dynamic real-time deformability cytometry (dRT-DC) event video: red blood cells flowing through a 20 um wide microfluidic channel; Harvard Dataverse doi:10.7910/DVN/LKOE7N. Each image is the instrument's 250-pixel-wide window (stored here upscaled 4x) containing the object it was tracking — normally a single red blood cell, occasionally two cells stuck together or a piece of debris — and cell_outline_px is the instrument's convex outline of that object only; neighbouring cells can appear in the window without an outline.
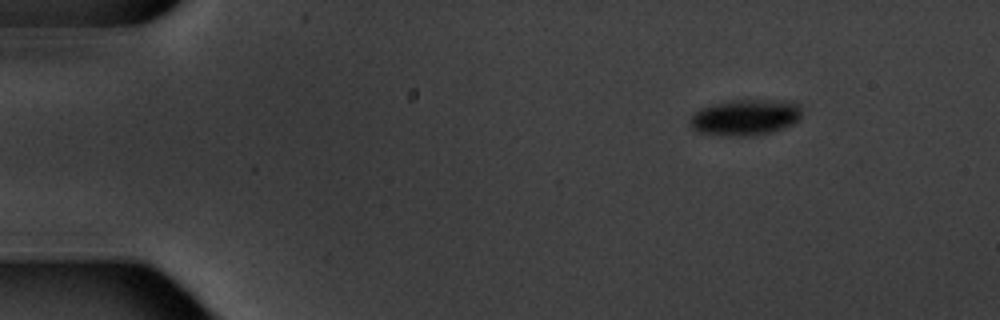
{"species": "common noctule bat (a hibernating species)", "species_latin": "Nyctalus noctula", "temperature_condition": "warm", "stored_images_in_passage": 6, "camera_frame_rate_fps": 3000, "um_per_image_px": 0.085, "animal": {"sex": "male", "body_mass_g": 20.1, "forearm_length_mm": 53.5}, "frame": {"image": 1, "passage_image": 2, "time_ms": 1.333, "image_size_px": [1000, 320], "cell_outline_px": [[800, 120], [784, 128], [772, 132], [752, 136], [720, 136], [700, 132], [692, 128], [688, 120], [700, 108], [732, 100], [796, 100], [800, 104]], "centroid_in_image_um": [63.4, 9.98], "position_along_channel_um": 21.6, "area_um2": 23.76}}
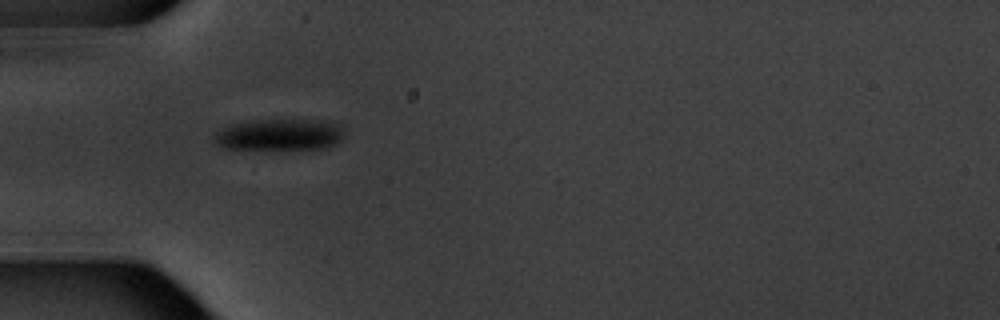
{"frame": {"image": 2, "passage_image": 5, "time_ms": 5.0, "image_size_px": [1000, 320], "cell_outline_px": [[344, 136], [336, 144], [328, 148], [220, 148], [212, 140], [212, 136], [216, 132], [228, 124], [248, 120], [332, 120], [340, 124], [344, 128]], "centroid_in_image_um": [23.77, 11.42], "position_along_channel_um": 61.2, "area_um2": 24.22}}
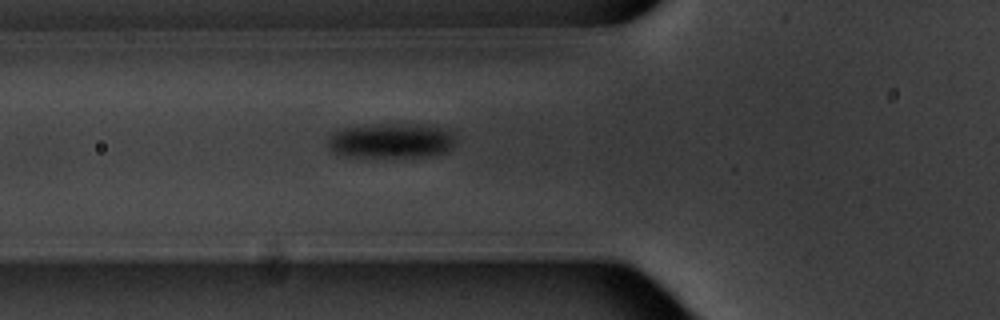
{"frame": {"image": 3, "passage_image": 6, "time_ms": 6.0, "image_size_px": [1000, 320], "cell_outline_px": [[456, 136], [452, 144], [444, 152], [428, 156], [344, 156], [328, 148], [328, 136], [344, 128], [380, 124], [428, 124], [456, 132]], "centroid_in_image_um": [33.28, 11.94], "position_along_channel_um": 92.5, "area_um2": 25.72}}